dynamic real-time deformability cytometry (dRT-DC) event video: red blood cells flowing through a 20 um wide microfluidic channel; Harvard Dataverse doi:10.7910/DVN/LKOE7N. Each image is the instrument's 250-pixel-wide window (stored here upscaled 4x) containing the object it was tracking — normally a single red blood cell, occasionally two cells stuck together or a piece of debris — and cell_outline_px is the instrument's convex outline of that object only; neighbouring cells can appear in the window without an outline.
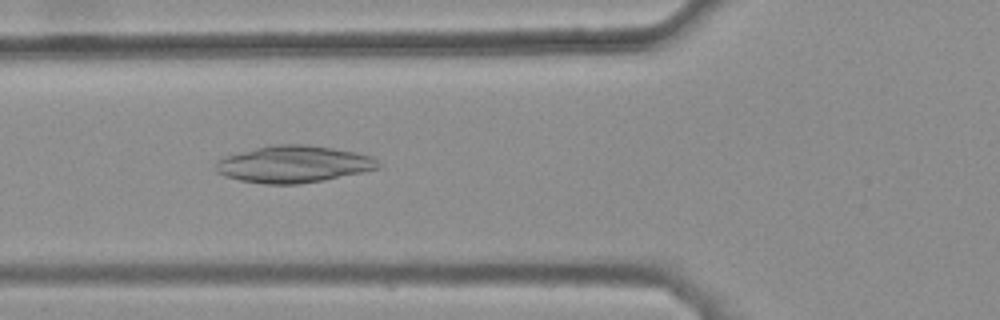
{"species": "common noctule bat (a hibernating species)", "species_latin": "Nyctalus noctula", "temperature_condition": "warm", "stored_images_in_passage": 44, "camera_frame_rate_fps": 3000, "um_per_image_px": 0.085, "animal": {"sex": "female", "body_mass_g": 25.1}, "frame": {"image": 1, "passage_image": 18, "time_ms": 5.667, "image_size_px": [1000, 320], "cell_outline_px": [[380, 168], [364, 172], [324, 180], [296, 184], [264, 184], [240, 180], [224, 176], [216, 172], [216, 160], [224, 156], [272, 144], [304, 144], [332, 148], [356, 152], [372, 156], [380, 164]], "centroid_in_image_um": [24.95, 13.95], "position_along_channel_um": 100.9, "area_um2": 35.03}}
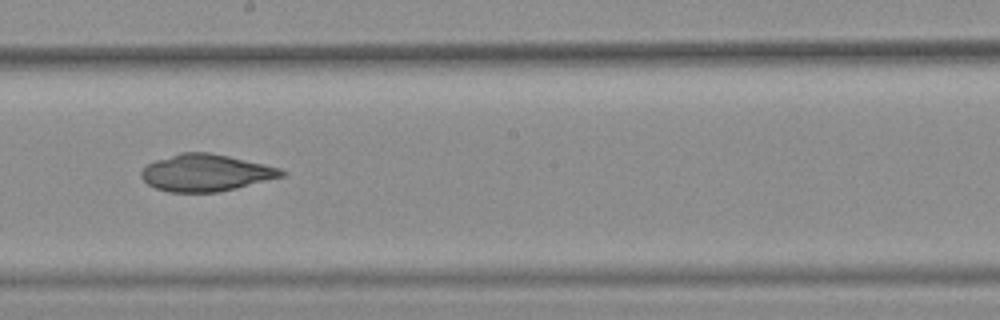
{"frame": {"image": 2, "passage_image": 28, "time_ms": 9.0, "image_size_px": [1000, 320], "cell_outline_px": [[288, 172], [284, 176], [236, 188], [216, 192], [168, 192], [156, 188], [148, 184], [140, 176], [140, 172], [148, 164], [156, 160], [180, 152], [208, 152], [228, 156], [264, 164], [280, 168]], "centroid_in_image_um": [17.5, 14.68], "position_along_channel_um": 230.7, "area_um2": 30.06}}
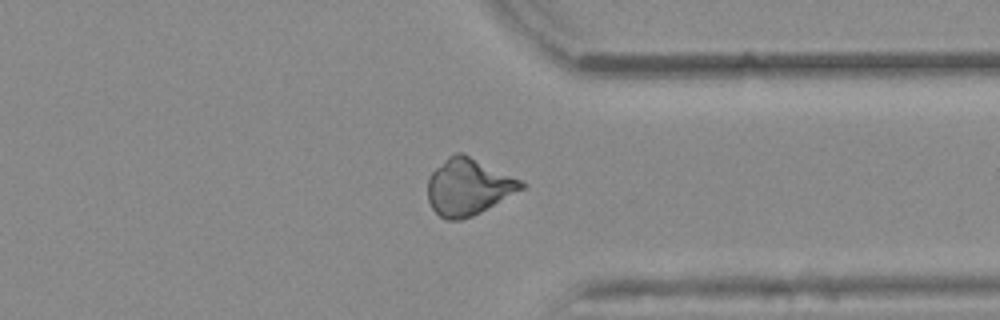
{"frame": {"image": 3, "passage_image": 39, "time_ms": 12.667, "image_size_px": [1000, 320], "cell_outline_px": [[528, 184], [524, 188], [480, 212], [472, 216], [460, 220], [448, 220], [440, 216], [432, 208], [428, 200], [428, 180], [432, 172], [448, 156], [456, 152], [464, 152]], "centroid_in_image_um": [39.8, 15.87], "position_along_channel_um": 371.6, "area_um2": 30.63}}